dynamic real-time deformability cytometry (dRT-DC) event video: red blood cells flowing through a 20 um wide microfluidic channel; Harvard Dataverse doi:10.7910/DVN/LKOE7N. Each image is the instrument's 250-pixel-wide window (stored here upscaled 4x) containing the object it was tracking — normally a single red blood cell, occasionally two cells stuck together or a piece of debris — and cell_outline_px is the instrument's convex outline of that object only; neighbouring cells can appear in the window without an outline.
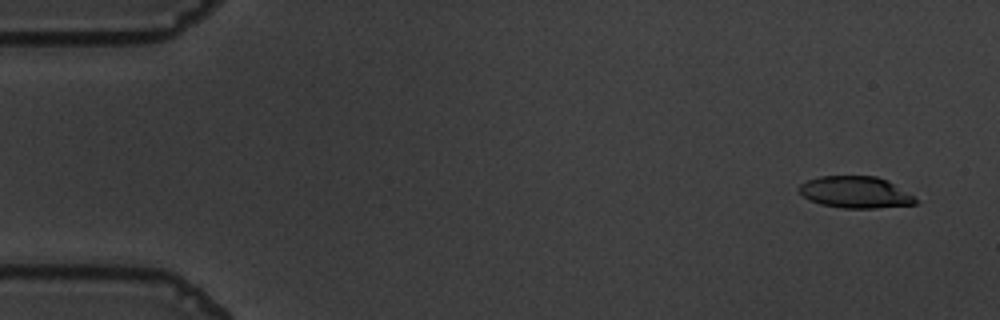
{"species": "common noctule bat (a hibernating species)", "species_latin": "Nyctalus noctula", "temperature_condition": "warm", "stored_images_in_passage": 56, "camera_frame_rate_fps": 3000, "um_per_image_px": 0.085, "animal": {"sex": "male", "body_mass_g": 19.5, "forearm_length_mm": 54.6}, "frame": {"image": 1, "passage_image": 3, "time_ms": 0.667, "image_size_px": [1000, 320], "cell_outline_px": [[920, 200], [916, 204], [876, 208], [844, 208], [820, 204], [804, 196], [800, 192], [800, 184], [808, 180], [820, 176], [876, 176], [888, 180]], "centroid_in_image_um": [72.76, 16.34], "position_along_channel_um": 12.2, "area_um2": 21.39}}
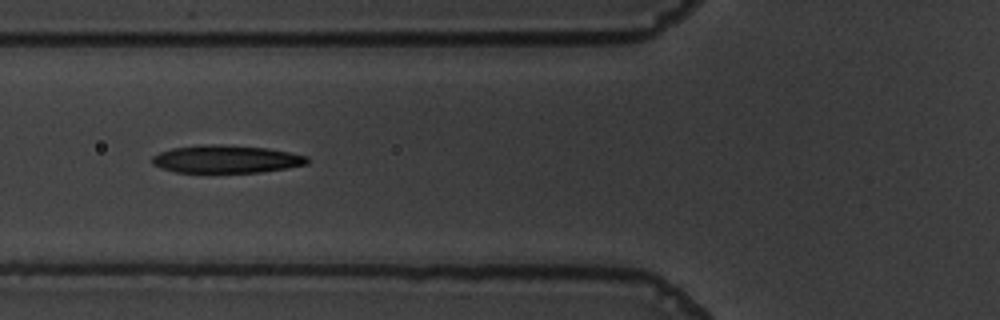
{"frame": {"image": 2, "passage_image": 21, "time_ms": 6.667, "image_size_px": [1000, 320], "cell_outline_px": [[308, 164], [288, 168], [260, 172], [176, 172], [160, 168], [152, 164], [152, 156], [160, 152], [172, 148], [200, 144], [224, 144], [268, 148], [308, 156]], "centroid_in_image_um": [19.22, 13.51], "position_along_channel_um": 106.6, "area_um2": 25.26}}
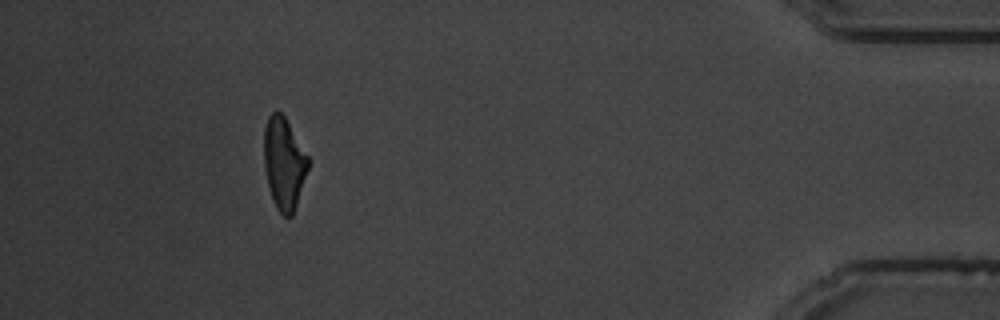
{"frame": {"image": 3, "passage_image": 51, "time_ms": 16.667, "image_size_px": [1000, 320], "cell_outline_px": [[308, 168], [292, 216], [284, 216], [276, 208], [272, 200], [268, 188], [264, 168], [264, 128], [268, 116], [272, 112], [280, 112], [284, 116], [308, 156]], "centroid_in_image_um": [24.11, 13.89], "position_along_channel_um": 411.1, "area_um2": 23.41}, "authors_computed_cell_mechanics": {"area_um2": 24.7384, "velocity_mm_per_s": 3.6231, "shape_relaxation_time_tau1_ms": 5.3976, "shape_relaxation_time_tau2_ms": 2.5994, "deformation_change_tau1": 0.229, "deformation_change_tau2": 0.1372}}